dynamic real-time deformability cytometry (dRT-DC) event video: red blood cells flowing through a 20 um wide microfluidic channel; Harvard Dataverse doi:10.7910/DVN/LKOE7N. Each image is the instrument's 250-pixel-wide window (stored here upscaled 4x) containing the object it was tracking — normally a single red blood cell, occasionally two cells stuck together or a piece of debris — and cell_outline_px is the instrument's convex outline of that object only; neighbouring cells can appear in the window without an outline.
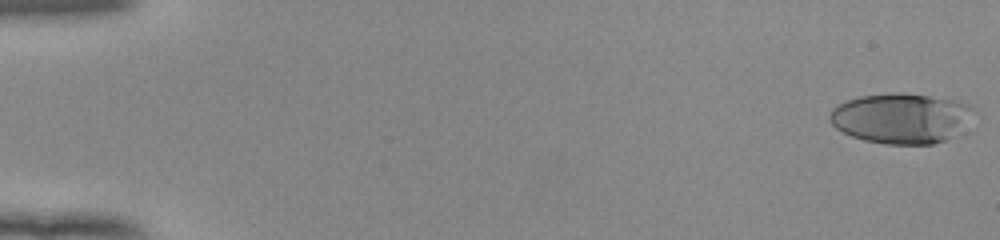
{"species": "human", "species_latin": "Homo sapiens", "temperature_condition": "room temperature", "stored_images_in_passage": 45, "camera_frame_rate_fps": 3000, "um_per_image_px": 0.085, "donor": {"sex": "female"}, "frame": {"image": 1, "passage_image": 1, "time_ms": 0.0, "image_size_px": [1000, 240], "cell_outline_px": [[972, 108], [952, 136], [944, 140], [932, 144], [884, 144], [864, 140], [852, 136], [836, 128], [828, 120], [828, 116], [832, 108], [848, 100], [860, 96], [900, 92], [956, 100], [968, 104]], "centroid_in_image_um": [76.46, 10.04], "position_along_channel_um": 8.5, "area_um2": 41.1}}
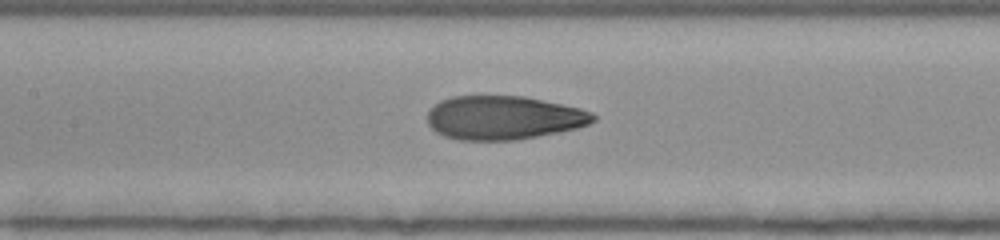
{"frame": {"image": 2, "passage_image": 26, "time_ms": 8.333, "image_size_px": [1000, 240], "cell_outline_px": [[596, 120], [588, 124], [576, 128], [560, 132], [516, 140], [460, 140], [444, 136], [436, 132], [428, 124], [428, 112], [440, 100], [452, 96], [524, 96], [580, 108], [592, 112], [596, 116]], "centroid_in_image_um": [42.81, 10.01], "position_along_channel_um": 164.6, "area_um2": 42.25}}
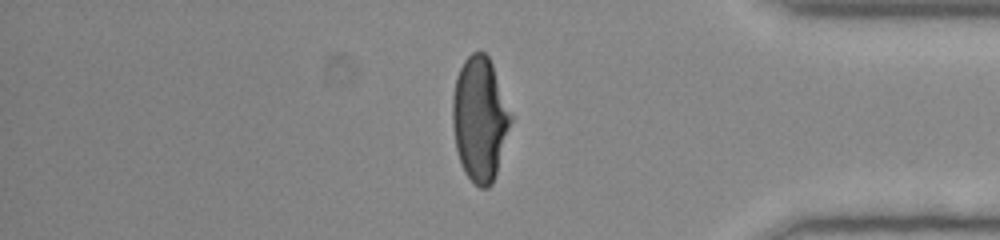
{"frame": {"image": 3, "passage_image": 45, "time_ms": 14.667, "image_size_px": [1000, 240], "cell_outline_px": [[512, 120], [496, 172], [492, 184], [488, 188], [480, 188], [464, 172], [456, 148], [452, 124], [452, 96], [456, 76], [464, 60], [472, 52], [484, 52], [488, 56], [492, 64], [512, 116]], "centroid_in_image_um": [40.77, 10.09], "position_along_channel_um": 394.4, "area_um2": 41.79}, "authors_computed_cell_mechanics": {"area_um2": 42.1362, "velocity_mm_per_s": 3.965, "shape_relaxation_time_tau1_ms": 6.106, "shape_relaxation_time_tau2_ms": 1.0222, "deformation_change_tau1": 0.2616, "deformation_change_tau2": 0.0723}}